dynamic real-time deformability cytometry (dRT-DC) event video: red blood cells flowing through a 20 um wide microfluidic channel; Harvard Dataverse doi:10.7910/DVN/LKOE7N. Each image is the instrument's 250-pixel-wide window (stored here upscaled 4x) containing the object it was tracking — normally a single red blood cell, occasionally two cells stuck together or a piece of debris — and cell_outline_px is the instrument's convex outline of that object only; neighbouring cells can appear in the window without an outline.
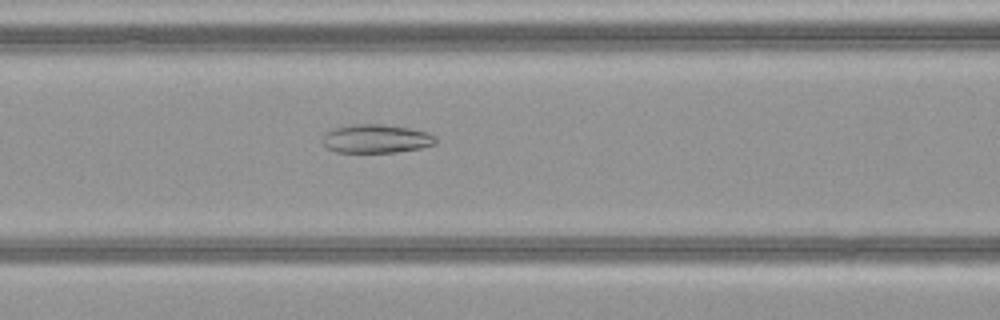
{"species": "common noctule bat (a hibernating species)", "species_latin": "Nyctalus noctula", "temperature_condition": "warm", "stored_images_in_passage": 50, "camera_frame_rate_fps": 3000, "um_per_image_px": 0.085, "animal": {"sex": "female", "body_mass_g": 21.9}, "frame": {"image": 1, "passage_image": 22, "time_ms": 7.0, "image_size_px": [1000, 320], "cell_outline_px": [[436, 144], [420, 148], [396, 152], [336, 152], [328, 148], [324, 144], [324, 132], [332, 128], [352, 124], [380, 124], [408, 128], [428, 132], [436, 136]], "centroid_in_image_um": [31.98, 11.78], "position_along_channel_um": 134.6, "area_um2": 18.84}}
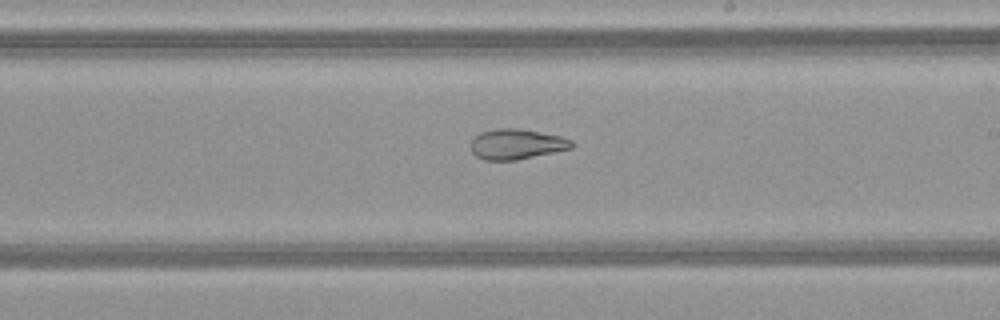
{"frame": {"image": 2, "passage_image": 30, "time_ms": 9.667, "image_size_px": [1000, 320], "cell_outline_px": [[572, 148], [516, 160], [484, 160], [476, 156], [472, 152], [472, 140], [480, 132], [496, 128], [516, 128], [560, 136], [572, 140]], "centroid_in_image_um": [43.88, 12.25], "position_along_channel_um": 245.1, "area_um2": 17.57}}
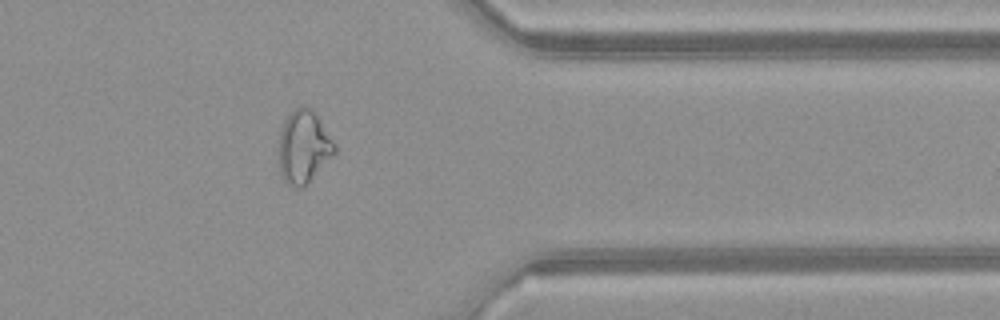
{"frame": {"image": 3, "passage_image": 41, "time_ms": 13.333, "image_size_px": [1000, 320], "cell_outline_px": [[336, 152], [308, 184], [300, 188], [296, 188], [288, 184], [284, 180], [280, 172], [280, 128], [284, 120], [300, 104], [312, 108], [316, 112], [336, 144]], "centroid_in_image_um": [25.84, 12.46], "position_along_channel_um": 385.6, "area_um2": 23.87}, "authors_computed_cell_mechanics": {"area_um2": 25.721, "velocity_mm_per_s": 4.1354, "shape_relaxation_time_tau1_ms": null, "shape_relaxation_time_tau2_ms": 2.5726, "deformation_change_tau1": null, "deformation_change_tau2": 0.1064}}